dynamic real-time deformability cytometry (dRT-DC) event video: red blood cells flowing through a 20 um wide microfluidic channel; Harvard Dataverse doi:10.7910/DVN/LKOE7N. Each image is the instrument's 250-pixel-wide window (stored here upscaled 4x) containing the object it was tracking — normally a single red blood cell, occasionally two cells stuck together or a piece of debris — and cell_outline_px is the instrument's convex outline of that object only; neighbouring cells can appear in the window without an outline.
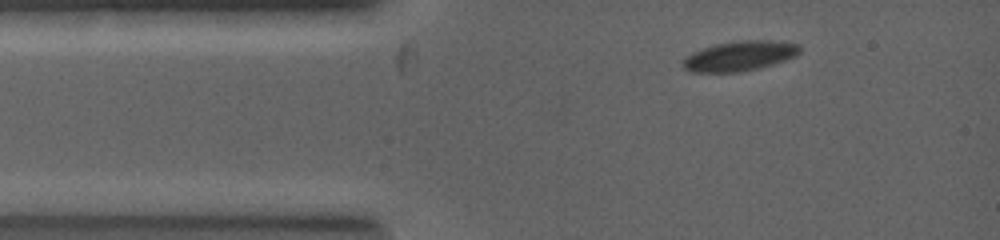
{"species": "common noctule bat (a hibernating species)", "species_latin": "Nyctalus noctula", "temperature_condition": "warm", "stored_images_in_passage": 2, "camera_frame_rate_fps": 5000, "um_per_image_px": 0.085, "animal": {"sex": "female", "body_mass_g": 19.0, "forearm_length_mm": 53.3}, "frame": {"image": 1, "passage_image": 1, "time_ms": 0.0, "image_size_px": [1000, 240], "cell_outline_px": [[800, 52], [784, 60], [760, 68], [740, 72], [692, 72], [684, 68], [684, 60], [688, 56], [704, 48], [716, 44], [748, 40], [772, 40], [800, 44]], "centroid_in_image_um": [62.91, 4.76], "position_along_channel_um": 22.1, "area_um2": 19.88}}
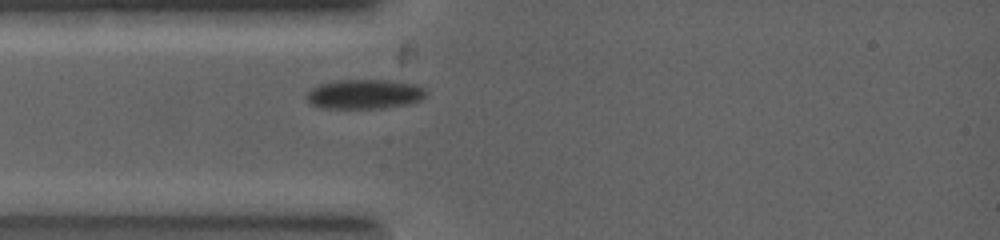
{"frame": {"image": 2, "passage_image": 2, "time_ms": 1.0, "image_size_px": [1000, 240], "cell_outline_px": [[424, 96], [420, 100], [404, 104], [380, 108], [324, 108], [312, 104], [308, 100], [308, 92], [312, 88], [320, 84], [344, 80], [388, 80], [416, 84], [424, 88]], "centroid_in_image_um": [30.99, 7.99], "position_along_channel_um": 54.0, "area_um2": 20.06}}